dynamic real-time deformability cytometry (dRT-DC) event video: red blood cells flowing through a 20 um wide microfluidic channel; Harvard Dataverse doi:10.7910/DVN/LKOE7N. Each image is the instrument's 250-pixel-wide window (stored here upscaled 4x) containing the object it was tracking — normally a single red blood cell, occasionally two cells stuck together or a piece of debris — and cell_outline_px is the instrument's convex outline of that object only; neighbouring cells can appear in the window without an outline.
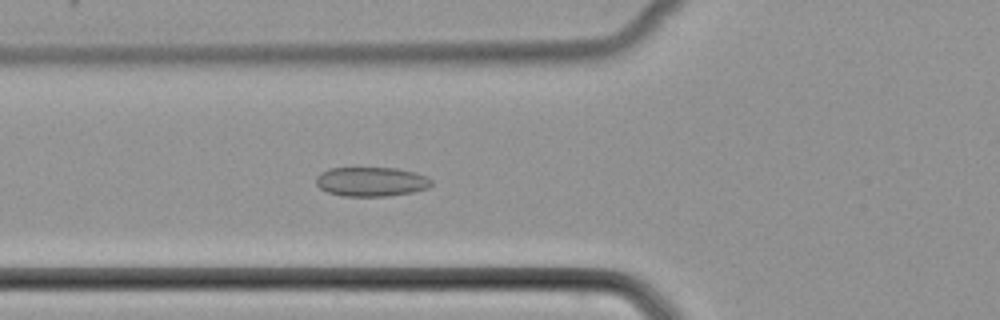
{"species": "common noctule bat (a hibernating species)", "species_latin": "Nyctalus noctula", "temperature_condition": "cold", "stored_images_in_passage": 34, "camera_frame_rate_fps": 3000, "um_per_image_px": 0.085, "animal": {"sex": "female", "body_mass_g": 22.7, "forearm_length_mm": 54.2}, "frame": {"image": 1, "passage_image": 2, "time_ms": 0.333, "image_size_px": [1000, 320], "cell_outline_px": [[432, 184], [428, 188], [412, 192], [388, 196], [344, 196], [328, 192], [320, 188], [316, 184], [316, 176], [320, 172], [328, 168], [396, 168], [416, 172], [432, 180]], "centroid_in_image_um": [31.54, 15.44], "position_along_channel_um": 94.3, "area_um2": 19.77}}
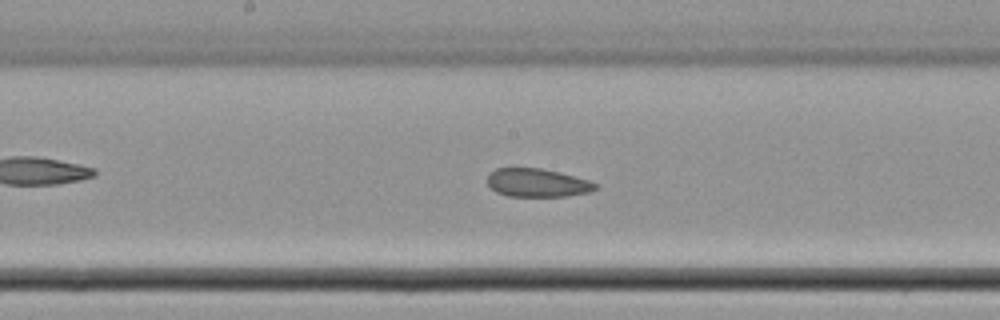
{"frame": {"image": 2, "passage_image": 10, "time_ms": 3.0, "image_size_px": [1000, 320], "cell_outline_px": [[596, 188], [588, 192], [564, 196], [508, 196], [496, 192], [488, 184], [488, 172], [496, 168], [540, 168], [560, 172], [588, 180], [596, 184]], "centroid_in_image_um": [45.62, 15.53], "position_along_channel_um": 202.6, "area_um2": 17.69}}
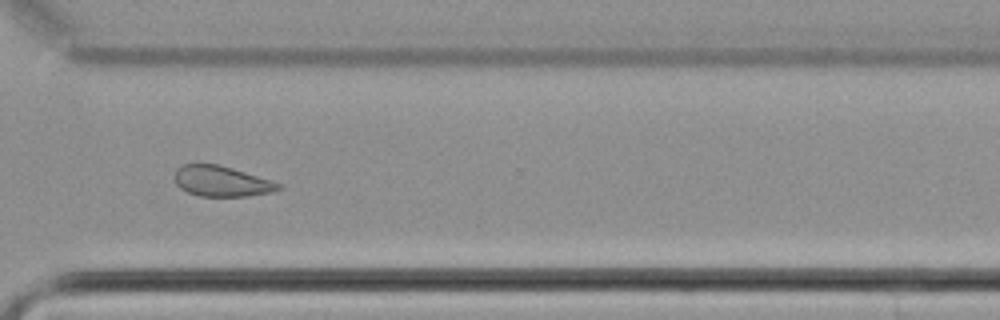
{"frame": {"image": 3, "passage_image": 21, "time_ms": 6.667, "image_size_px": [1000, 320], "cell_outline_px": [[284, 188], [272, 192], [248, 196], [200, 196], [188, 192], [180, 188], [176, 184], [176, 168], [184, 164], [220, 164], [272, 180], [284, 184]], "centroid_in_image_um": [18.9, 15.4], "position_along_channel_um": 351.7, "area_um2": 18.61}}